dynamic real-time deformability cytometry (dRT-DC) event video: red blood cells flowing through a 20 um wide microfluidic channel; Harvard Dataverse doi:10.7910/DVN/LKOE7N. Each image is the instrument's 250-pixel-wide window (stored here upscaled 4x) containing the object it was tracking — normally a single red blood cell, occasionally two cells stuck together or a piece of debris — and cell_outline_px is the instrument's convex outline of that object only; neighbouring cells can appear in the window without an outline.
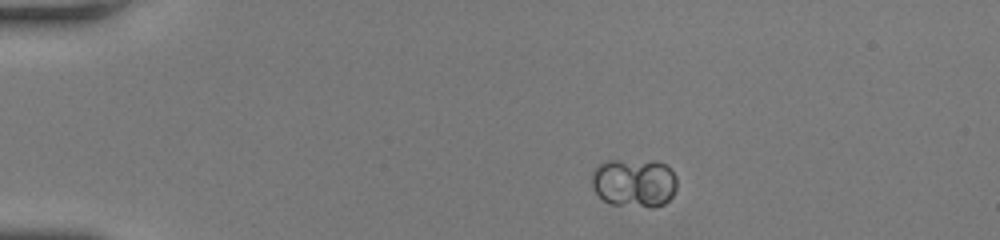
{"species": "human", "species_latin": "Homo sapiens", "temperature_condition": "room temperature", "stored_images_in_passage": 42, "camera_frame_rate_fps": 3000, "um_per_image_px": 0.085, "donor": {"sex": "female"}, "frame": {"image": 1, "passage_image": 1, "time_ms": 0.0, "image_size_px": [1000, 240], "cell_outline_px": [[676, 188], [672, 196], [664, 204], [652, 208], [612, 204], [604, 200], [596, 192], [592, 184], [592, 172], [604, 160], [656, 160], [664, 164], [676, 176]], "centroid_in_image_um": [53.91, 15.53], "position_along_channel_um": 31.1, "area_um2": 24.33}}
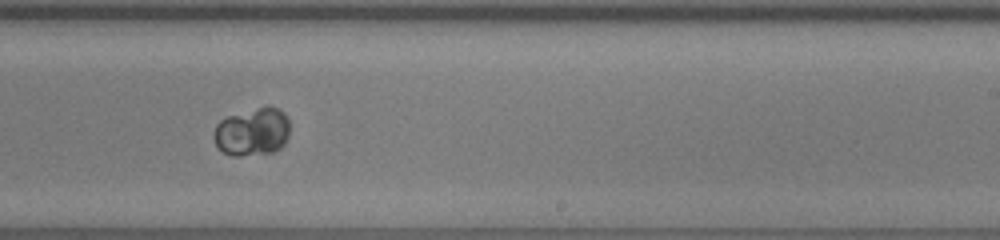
{"frame": {"image": 2, "passage_image": 24, "time_ms": 7.667, "image_size_px": [1000, 240], "cell_outline_px": [[288, 136], [284, 144], [280, 148], [272, 152], [240, 156], [232, 156], [224, 152], [216, 144], [212, 136], [216, 124], [220, 120], [228, 116], [260, 108], [276, 108], [284, 112], [288, 120]], "centroid_in_image_um": [21.42, 11.23], "position_along_channel_um": 267.6, "area_um2": 20.87}}
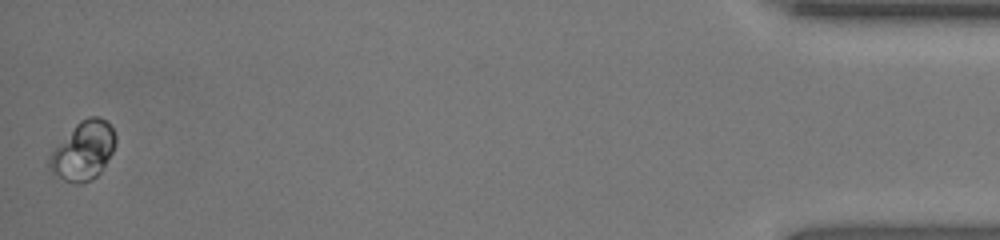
{"frame": {"image": 3, "passage_image": 42, "time_ms": 13.667, "image_size_px": [1000, 240], "cell_outline_px": [[116, 144], [112, 152], [100, 172], [96, 176], [80, 184], [76, 184], [52, 176], [48, 168], [48, 160], [52, 152], [76, 124], [80, 120], [88, 116], [100, 116], [112, 128], [116, 136]], "centroid_in_image_um": [7.06, 12.83], "position_along_channel_um": 428.1, "area_um2": 22.43}, "authors_computed_cell_mechanics": {"area_um2": 21.7906, "velocity_mm_per_s": 4.0724, "shape_relaxation_time_tau1_ms": 4.6357, "shape_relaxation_time_tau2_ms": null, "deformation_change_tau1": 0.0463, "deformation_change_tau2": null}}